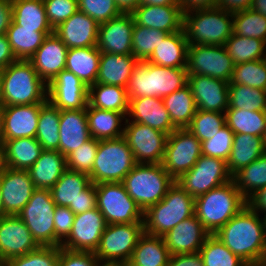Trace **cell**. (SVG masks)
I'll list each match as a JSON object with an SVG mask.
<instances>
[{
	"mask_svg": "<svg viewBox=\"0 0 266 266\" xmlns=\"http://www.w3.org/2000/svg\"><path fill=\"white\" fill-rule=\"evenodd\" d=\"M197 109L212 112H225L229 105V82L210 76L187 75Z\"/></svg>",
	"mask_w": 266,
	"mask_h": 266,
	"instance_id": "obj_21",
	"label": "cell"
},
{
	"mask_svg": "<svg viewBox=\"0 0 266 266\" xmlns=\"http://www.w3.org/2000/svg\"><path fill=\"white\" fill-rule=\"evenodd\" d=\"M123 138L137 164H161L168 134L126 118Z\"/></svg>",
	"mask_w": 266,
	"mask_h": 266,
	"instance_id": "obj_13",
	"label": "cell"
},
{
	"mask_svg": "<svg viewBox=\"0 0 266 266\" xmlns=\"http://www.w3.org/2000/svg\"><path fill=\"white\" fill-rule=\"evenodd\" d=\"M99 24L81 11L54 28V34L70 48L97 46Z\"/></svg>",
	"mask_w": 266,
	"mask_h": 266,
	"instance_id": "obj_24",
	"label": "cell"
},
{
	"mask_svg": "<svg viewBox=\"0 0 266 266\" xmlns=\"http://www.w3.org/2000/svg\"><path fill=\"white\" fill-rule=\"evenodd\" d=\"M54 215L55 247H60L71 232L75 214L68 207L56 206Z\"/></svg>",
	"mask_w": 266,
	"mask_h": 266,
	"instance_id": "obj_57",
	"label": "cell"
},
{
	"mask_svg": "<svg viewBox=\"0 0 266 266\" xmlns=\"http://www.w3.org/2000/svg\"><path fill=\"white\" fill-rule=\"evenodd\" d=\"M232 179L246 200L264 188L266 186V153L238 171Z\"/></svg>",
	"mask_w": 266,
	"mask_h": 266,
	"instance_id": "obj_45",
	"label": "cell"
},
{
	"mask_svg": "<svg viewBox=\"0 0 266 266\" xmlns=\"http://www.w3.org/2000/svg\"><path fill=\"white\" fill-rule=\"evenodd\" d=\"M225 124V112L197 109L187 129L202 142L211 139Z\"/></svg>",
	"mask_w": 266,
	"mask_h": 266,
	"instance_id": "obj_51",
	"label": "cell"
},
{
	"mask_svg": "<svg viewBox=\"0 0 266 266\" xmlns=\"http://www.w3.org/2000/svg\"><path fill=\"white\" fill-rule=\"evenodd\" d=\"M48 85L29 60L17 59L3 69L0 104L2 106L46 103Z\"/></svg>",
	"mask_w": 266,
	"mask_h": 266,
	"instance_id": "obj_2",
	"label": "cell"
},
{
	"mask_svg": "<svg viewBox=\"0 0 266 266\" xmlns=\"http://www.w3.org/2000/svg\"><path fill=\"white\" fill-rule=\"evenodd\" d=\"M107 223L96 207L76 214L71 232L60 247L73 251L95 252Z\"/></svg>",
	"mask_w": 266,
	"mask_h": 266,
	"instance_id": "obj_16",
	"label": "cell"
},
{
	"mask_svg": "<svg viewBox=\"0 0 266 266\" xmlns=\"http://www.w3.org/2000/svg\"><path fill=\"white\" fill-rule=\"evenodd\" d=\"M138 62L133 55L101 53L96 83L127 88Z\"/></svg>",
	"mask_w": 266,
	"mask_h": 266,
	"instance_id": "obj_30",
	"label": "cell"
},
{
	"mask_svg": "<svg viewBox=\"0 0 266 266\" xmlns=\"http://www.w3.org/2000/svg\"><path fill=\"white\" fill-rule=\"evenodd\" d=\"M6 216L3 208V202H2V194H1V189H0V218Z\"/></svg>",
	"mask_w": 266,
	"mask_h": 266,
	"instance_id": "obj_71",
	"label": "cell"
},
{
	"mask_svg": "<svg viewBox=\"0 0 266 266\" xmlns=\"http://www.w3.org/2000/svg\"><path fill=\"white\" fill-rule=\"evenodd\" d=\"M54 31H35L22 28L13 21L6 31V37L16 59L29 60L42 45L44 39Z\"/></svg>",
	"mask_w": 266,
	"mask_h": 266,
	"instance_id": "obj_37",
	"label": "cell"
},
{
	"mask_svg": "<svg viewBox=\"0 0 266 266\" xmlns=\"http://www.w3.org/2000/svg\"><path fill=\"white\" fill-rule=\"evenodd\" d=\"M236 84L266 90V58L235 65L229 85Z\"/></svg>",
	"mask_w": 266,
	"mask_h": 266,
	"instance_id": "obj_49",
	"label": "cell"
},
{
	"mask_svg": "<svg viewBox=\"0 0 266 266\" xmlns=\"http://www.w3.org/2000/svg\"><path fill=\"white\" fill-rule=\"evenodd\" d=\"M245 206H247V200L238 190L232 179L196 197L195 215L205 230L210 235H215Z\"/></svg>",
	"mask_w": 266,
	"mask_h": 266,
	"instance_id": "obj_3",
	"label": "cell"
},
{
	"mask_svg": "<svg viewBox=\"0 0 266 266\" xmlns=\"http://www.w3.org/2000/svg\"><path fill=\"white\" fill-rule=\"evenodd\" d=\"M186 68H171L139 61L126 88L128 99L139 97L163 98L187 84Z\"/></svg>",
	"mask_w": 266,
	"mask_h": 266,
	"instance_id": "obj_4",
	"label": "cell"
},
{
	"mask_svg": "<svg viewBox=\"0 0 266 266\" xmlns=\"http://www.w3.org/2000/svg\"><path fill=\"white\" fill-rule=\"evenodd\" d=\"M4 143L3 106L0 104V149Z\"/></svg>",
	"mask_w": 266,
	"mask_h": 266,
	"instance_id": "obj_69",
	"label": "cell"
},
{
	"mask_svg": "<svg viewBox=\"0 0 266 266\" xmlns=\"http://www.w3.org/2000/svg\"><path fill=\"white\" fill-rule=\"evenodd\" d=\"M264 143H265V151H266V130H265V135H264Z\"/></svg>",
	"mask_w": 266,
	"mask_h": 266,
	"instance_id": "obj_76",
	"label": "cell"
},
{
	"mask_svg": "<svg viewBox=\"0 0 266 266\" xmlns=\"http://www.w3.org/2000/svg\"><path fill=\"white\" fill-rule=\"evenodd\" d=\"M169 258L164 238L144 233L129 261L137 266H167Z\"/></svg>",
	"mask_w": 266,
	"mask_h": 266,
	"instance_id": "obj_39",
	"label": "cell"
},
{
	"mask_svg": "<svg viewBox=\"0 0 266 266\" xmlns=\"http://www.w3.org/2000/svg\"><path fill=\"white\" fill-rule=\"evenodd\" d=\"M100 56L97 46L70 48L66 55L65 70L74 73L89 87L96 83Z\"/></svg>",
	"mask_w": 266,
	"mask_h": 266,
	"instance_id": "obj_36",
	"label": "cell"
},
{
	"mask_svg": "<svg viewBox=\"0 0 266 266\" xmlns=\"http://www.w3.org/2000/svg\"><path fill=\"white\" fill-rule=\"evenodd\" d=\"M136 25L174 33L183 29L180 5H139L131 12Z\"/></svg>",
	"mask_w": 266,
	"mask_h": 266,
	"instance_id": "obj_27",
	"label": "cell"
},
{
	"mask_svg": "<svg viewBox=\"0 0 266 266\" xmlns=\"http://www.w3.org/2000/svg\"><path fill=\"white\" fill-rule=\"evenodd\" d=\"M162 99L173 125L177 129L187 128L197 111L190 86L186 84Z\"/></svg>",
	"mask_w": 266,
	"mask_h": 266,
	"instance_id": "obj_40",
	"label": "cell"
},
{
	"mask_svg": "<svg viewBox=\"0 0 266 266\" xmlns=\"http://www.w3.org/2000/svg\"><path fill=\"white\" fill-rule=\"evenodd\" d=\"M2 167L1 149H0V169Z\"/></svg>",
	"mask_w": 266,
	"mask_h": 266,
	"instance_id": "obj_77",
	"label": "cell"
},
{
	"mask_svg": "<svg viewBox=\"0 0 266 266\" xmlns=\"http://www.w3.org/2000/svg\"><path fill=\"white\" fill-rule=\"evenodd\" d=\"M262 266H266V258H265V261H264V263H263V265Z\"/></svg>",
	"mask_w": 266,
	"mask_h": 266,
	"instance_id": "obj_78",
	"label": "cell"
},
{
	"mask_svg": "<svg viewBox=\"0 0 266 266\" xmlns=\"http://www.w3.org/2000/svg\"><path fill=\"white\" fill-rule=\"evenodd\" d=\"M59 247L40 246L38 249L7 261V266H57Z\"/></svg>",
	"mask_w": 266,
	"mask_h": 266,
	"instance_id": "obj_55",
	"label": "cell"
},
{
	"mask_svg": "<svg viewBox=\"0 0 266 266\" xmlns=\"http://www.w3.org/2000/svg\"><path fill=\"white\" fill-rule=\"evenodd\" d=\"M44 104L3 106L4 140L35 138L40 109Z\"/></svg>",
	"mask_w": 266,
	"mask_h": 266,
	"instance_id": "obj_26",
	"label": "cell"
},
{
	"mask_svg": "<svg viewBox=\"0 0 266 266\" xmlns=\"http://www.w3.org/2000/svg\"><path fill=\"white\" fill-rule=\"evenodd\" d=\"M89 87L74 73L62 70L48 84L47 99L60 110L84 109L88 104Z\"/></svg>",
	"mask_w": 266,
	"mask_h": 266,
	"instance_id": "obj_17",
	"label": "cell"
},
{
	"mask_svg": "<svg viewBox=\"0 0 266 266\" xmlns=\"http://www.w3.org/2000/svg\"><path fill=\"white\" fill-rule=\"evenodd\" d=\"M97 208L109 224L143 222V211L128 195L122 182L95 185Z\"/></svg>",
	"mask_w": 266,
	"mask_h": 266,
	"instance_id": "obj_9",
	"label": "cell"
},
{
	"mask_svg": "<svg viewBox=\"0 0 266 266\" xmlns=\"http://www.w3.org/2000/svg\"><path fill=\"white\" fill-rule=\"evenodd\" d=\"M233 28V13L218 6L183 13V29L189 45H225Z\"/></svg>",
	"mask_w": 266,
	"mask_h": 266,
	"instance_id": "obj_5",
	"label": "cell"
},
{
	"mask_svg": "<svg viewBox=\"0 0 266 266\" xmlns=\"http://www.w3.org/2000/svg\"><path fill=\"white\" fill-rule=\"evenodd\" d=\"M96 207V189L95 184L91 182L76 199V214H81Z\"/></svg>",
	"mask_w": 266,
	"mask_h": 266,
	"instance_id": "obj_59",
	"label": "cell"
},
{
	"mask_svg": "<svg viewBox=\"0 0 266 266\" xmlns=\"http://www.w3.org/2000/svg\"><path fill=\"white\" fill-rule=\"evenodd\" d=\"M94 252L73 251L59 247L57 266H98Z\"/></svg>",
	"mask_w": 266,
	"mask_h": 266,
	"instance_id": "obj_58",
	"label": "cell"
},
{
	"mask_svg": "<svg viewBox=\"0 0 266 266\" xmlns=\"http://www.w3.org/2000/svg\"><path fill=\"white\" fill-rule=\"evenodd\" d=\"M98 140L91 137L66 157L67 169L90 174L97 154Z\"/></svg>",
	"mask_w": 266,
	"mask_h": 266,
	"instance_id": "obj_53",
	"label": "cell"
},
{
	"mask_svg": "<svg viewBox=\"0 0 266 266\" xmlns=\"http://www.w3.org/2000/svg\"><path fill=\"white\" fill-rule=\"evenodd\" d=\"M59 121L60 109L47 101L40 109L36 139L43 150H55L59 148Z\"/></svg>",
	"mask_w": 266,
	"mask_h": 266,
	"instance_id": "obj_43",
	"label": "cell"
},
{
	"mask_svg": "<svg viewBox=\"0 0 266 266\" xmlns=\"http://www.w3.org/2000/svg\"><path fill=\"white\" fill-rule=\"evenodd\" d=\"M234 132L225 124L211 139L201 142L202 155L228 161L233 144Z\"/></svg>",
	"mask_w": 266,
	"mask_h": 266,
	"instance_id": "obj_52",
	"label": "cell"
},
{
	"mask_svg": "<svg viewBox=\"0 0 266 266\" xmlns=\"http://www.w3.org/2000/svg\"><path fill=\"white\" fill-rule=\"evenodd\" d=\"M174 183L162 164H136L122 181L143 212L161 201Z\"/></svg>",
	"mask_w": 266,
	"mask_h": 266,
	"instance_id": "obj_7",
	"label": "cell"
},
{
	"mask_svg": "<svg viewBox=\"0 0 266 266\" xmlns=\"http://www.w3.org/2000/svg\"><path fill=\"white\" fill-rule=\"evenodd\" d=\"M202 155L201 142L187 128L168 135L162 166L176 181L188 172Z\"/></svg>",
	"mask_w": 266,
	"mask_h": 266,
	"instance_id": "obj_12",
	"label": "cell"
},
{
	"mask_svg": "<svg viewBox=\"0 0 266 266\" xmlns=\"http://www.w3.org/2000/svg\"><path fill=\"white\" fill-rule=\"evenodd\" d=\"M39 247L40 245L18 215H6L0 218V257L8 261Z\"/></svg>",
	"mask_w": 266,
	"mask_h": 266,
	"instance_id": "obj_19",
	"label": "cell"
},
{
	"mask_svg": "<svg viewBox=\"0 0 266 266\" xmlns=\"http://www.w3.org/2000/svg\"><path fill=\"white\" fill-rule=\"evenodd\" d=\"M233 33L266 42V17L249 9L233 13Z\"/></svg>",
	"mask_w": 266,
	"mask_h": 266,
	"instance_id": "obj_48",
	"label": "cell"
},
{
	"mask_svg": "<svg viewBox=\"0 0 266 266\" xmlns=\"http://www.w3.org/2000/svg\"><path fill=\"white\" fill-rule=\"evenodd\" d=\"M228 108L247 111H266V90L246 85H229Z\"/></svg>",
	"mask_w": 266,
	"mask_h": 266,
	"instance_id": "obj_47",
	"label": "cell"
},
{
	"mask_svg": "<svg viewBox=\"0 0 266 266\" xmlns=\"http://www.w3.org/2000/svg\"><path fill=\"white\" fill-rule=\"evenodd\" d=\"M204 266H248L216 235H209L199 250Z\"/></svg>",
	"mask_w": 266,
	"mask_h": 266,
	"instance_id": "obj_46",
	"label": "cell"
},
{
	"mask_svg": "<svg viewBox=\"0 0 266 266\" xmlns=\"http://www.w3.org/2000/svg\"><path fill=\"white\" fill-rule=\"evenodd\" d=\"M67 51L68 47L53 33L44 39L42 45L29 59L39 77L47 85L65 70Z\"/></svg>",
	"mask_w": 266,
	"mask_h": 266,
	"instance_id": "obj_22",
	"label": "cell"
},
{
	"mask_svg": "<svg viewBox=\"0 0 266 266\" xmlns=\"http://www.w3.org/2000/svg\"><path fill=\"white\" fill-rule=\"evenodd\" d=\"M234 62L224 45H189L187 51V74H199L230 81Z\"/></svg>",
	"mask_w": 266,
	"mask_h": 266,
	"instance_id": "obj_15",
	"label": "cell"
},
{
	"mask_svg": "<svg viewBox=\"0 0 266 266\" xmlns=\"http://www.w3.org/2000/svg\"><path fill=\"white\" fill-rule=\"evenodd\" d=\"M43 3L48 22L53 29L79 10L77 0H43Z\"/></svg>",
	"mask_w": 266,
	"mask_h": 266,
	"instance_id": "obj_56",
	"label": "cell"
},
{
	"mask_svg": "<svg viewBox=\"0 0 266 266\" xmlns=\"http://www.w3.org/2000/svg\"><path fill=\"white\" fill-rule=\"evenodd\" d=\"M225 122L234 134L242 133L264 138L266 111L227 108L225 110Z\"/></svg>",
	"mask_w": 266,
	"mask_h": 266,
	"instance_id": "obj_42",
	"label": "cell"
},
{
	"mask_svg": "<svg viewBox=\"0 0 266 266\" xmlns=\"http://www.w3.org/2000/svg\"><path fill=\"white\" fill-rule=\"evenodd\" d=\"M88 103L95 108L116 112L129 111L126 88L122 86L95 83L89 86Z\"/></svg>",
	"mask_w": 266,
	"mask_h": 266,
	"instance_id": "obj_41",
	"label": "cell"
},
{
	"mask_svg": "<svg viewBox=\"0 0 266 266\" xmlns=\"http://www.w3.org/2000/svg\"><path fill=\"white\" fill-rule=\"evenodd\" d=\"M127 119L132 122L148 125L168 135L177 129L170 119L163 99L158 97L129 99Z\"/></svg>",
	"mask_w": 266,
	"mask_h": 266,
	"instance_id": "obj_25",
	"label": "cell"
},
{
	"mask_svg": "<svg viewBox=\"0 0 266 266\" xmlns=\"http://www.w3.org/2000/svg\"><path fill=\"white\" fill-rule=\"evenodd\" d=\"M250 9L266 17V0H252Z\"/></svg>",
	"mask_w": 266,
	"mask_h": 266,
	"instance_id": "obj_68",
	"label": "cell"
},
{
	"mask_svg": "<svg viewBox=\"0 0 266 266\" xmlns=\"http://www.w3.org/2000/svg\"><path fill=\"white\" fill-rule=\"evenodd\" d=\"M252 0H218L217 6L227 12L235 13L241 10L249 9Z\"/></svg>",
	"mask_w": 266,
	"mask_h": 266,
	"instance_id": "obj_65",
	"label": "cell"
},
{
	"mask_svg": "<svg viewBox=\"0 0 266 266\" xmlns=\"http://www.w3.org/2000/svg\"><path fill=\"white\" fill-rule=\"evenodd\" d=\"M167 266H204L199 252L172 255Z\"/></svg>",
	"mask_w": 266,
	"mask_h": 266,
	"instance_id": "obj_60",
	"label": "cell"
},
{
	"mask_svg": "<svg viewBox=\"0 0 266 266\" xmlns=\"http://www.w3.org/2000/svg\"><path fill=\"white\" fill-rule=\"evenodd\" d=\"M188 46L184 29L170 33L146 61L163 67L186 68Z\"/></svg>",
	"mask_w": 266,
	"mask_h": 266,
	"instance_id": "obj_32",
	"label": "cell"
},
{
	"mask_svg": "<svg viewBox=\"0 0 266 266\" xmlns=\"http://www.w3.org/2000/svg\"><path fill=\"white\" fill-rule=\"evenodd\" d=\"M218 0H178L182 12L217 7Z\"/></svg>",
	"mask_w": 266,
	"mask_h": 266,
	"instance_id": "obj_64",
	"label": "cell"
},
{
	"mask_svg": "<svg viewBox=\"0 0 266 266\" xmlns=\"http://www.w3.org/2000/svg\"><path fill=\"white\" fill-rule=\"evenodd\" d=\"M122 13H131L140 5V0H115Z\"/></svg>",
	"mask_w": 266,
	"mask_h": 266,
	"instance_id": "obj_66",
	"label": "cell"
},
{
	"mask_svg": "<svg viewBox=\"0 0 266 266\" xmlns=\"http://www.w3.org/2000/svg\"><path fill=\"white\" fill-rule=\"evenodd\" d=\"M2 74H3V70L0 69V96H1V87H2Z\"/></svg>",
	"mask_w": 266,
	"mask_h": 266,
	"instance_id": "obj_73",
	"label": "cell"
},
{
	"mask_svg": "<svg viewBox=\"0 0 266 266\" xmlns=\"http://www.w3.org/2000/svg\"><path fill=\"white\" fill-rule=\"evenodd\" d=\"M0 266H7V261L2 257H0Z\"/></svg>",
	"mask_w": 266,
	"mask_h": 266,
	"instance_id": "obj_72",
	"label": "cell"
},
{
	"mask_svg": "<svg viewBox=\"0 0 266 266\" xmlns=\"http://www.w3.org/2000/svg\"><path fill=\"white\" fill-rule=\"evenodd\" d=\"M247 205L258 214L266 213V186L255 192L247 200Z\"/></svg>",
	"mask_w": 266,
	"mask_h": 266,
	"instance_id": "obj_63",
	"label": "cell"
},
{
	"mask_svg": "<svg viewBox=\"0 0 266 266\" xmlns=\"http://www.w3.org/2000/svg\"><path fill=\"white\" fill-rule=\"evenodd\" d=\"M224 46L234 65L266 58V42L256 38L233 33Z\"/></svg>",
	"mask_w": 266,
	"mask_h": 266,
	"instance_id": "obj_44",
	"label": "cell"
},
{
	"mask_svg": "<svg viewBox=\"0 0 266 266\" xmlns=\"http://www.w3.org/2000/svg\"><path fill=\"white\" fill-rule=\"evenodd\" d=\"M43 148L36 138L4 140L1 148L2 166L28 170L40 157Z\"/></svg>",
	"mask_w": 266,
	"mask_h": 266,
	"instance_id": "obj_29",
	"label": "cell"
},
{
	"mask_svg": "<svg viewBox=\"0 0 266 266\" xmlns=\"http://www.w3.org/2000/svg\"><path fill=\"white\" fill-rule=\"evenodd\" d=\"M194 214L195 198L175 181L161 201L143 212L144 233L163 237Z\"/></svg>",
	"mask_w": 266,
	"mask_h": 266,
	"instance_id": "obj_6",
	"label": "cell"
},
{
	"mask_svg": "<svg viewBox=\"0 0 266 266\" xmlns=\"http://www.w3.org/2000/svg\"><path fill=\"white\" fill-rule=\"evenodd\" d=\"M16 60L6 34L0 35V69L3 70Z\"/></svg>",
	"mask_w": 266,
	"mask_h": 266,
	"instance_id": "obj_62",
	"label": "cell"
},
{
	"mask_svg": "<svg viewBox=\"0 0 266 266\" xmlns=\"http://www.w3.org/2000/svg\"><path fill=\"white\" fill-rule=\"evenodd\" d=\"M143 234V222L109 224L103 231L94 254L99 262L126 263Z\"/></svg>",
	"mask_w": 266,
	"mask_h": 266,
	"instance_id": "obj_11",
	"label": "cell"
},
{
	"mask_svg": "<svg viewBox=\"0 0 266 266\" xmlns=\"http://www.w3.org/2000/svg\"><path fill=\"white\" fill-rule=\"evenodd\" d=\"M66 169V157L63 154L55 150H43L27 171L36 189L50 190Z\"/></svg>",
	"mask_w": 266,
	"mask_h": 266,
	"instance_id": "obj_33",
	"label": "cell"
},
{
	"mask_svg": "<svg viewBox=\"0 0 266 266\" xmlns=\"http://www.w3.org/2000/svg\"><path fill=\"white\" fill-rule=\"evenodd\" d=\"M248 205L215 235L248 266H262L266 258L264 220Z\"/></svg>",
	"mask_w": 266,
	"mask_h": 266,
	"instance_id": "obj_1",
	"label": "cell"
},
{
	"mask_svg": "<svg viewBox=\"0 0 266 266\" xmlns=\"http://www.w3.org/2000/svg\"><path fill=\"white\" fill-rule=\"evenodd\" d=\"M126 265L127 266H137V265L132 264L130 261L126 262Z\"/></svg>",
	"mask_w": 266,
	"mask_h": 266,
	"instance_id": "obj_75",
	"label": "cell"
},
{
	"mask_svg": "<svg viewBox=\"0 0 266 266\" xmlns=\"http://www.w3.org/2000/svg\"><path fill=\"white\" fill-rule=\"evenodd\" d=\"M169 33L163 32L159 29H153L134 24L132 34V55L138 61H146L160 41Z\"/></svg>",
	"mask_w": 266,
	"mask_h": 266,
	"instance_id": "obj_50",
	"label": "cell"
},
{
	"mask_svg": "<svg viewBox=\"0 0 266 266\" xmlns=\"http://www.w3.org/2000/svg\"><path fill=\"white\" fill-rule=\"evenodd\" d=\"M264 138L249 134H234L227 169L233 177L242 168L265 154Z\"/></svg>",
	"mask_w": 266,
	"mask_h": 266,
	"instance_id": "obj_34",
	"label": "cell"
},
{
	"mask_svg": "<svg viewBox=\"0 0 266 266\" xmlns=\"http://www.w3.org/2000/svg\"><path fill=\"white\" fill-rule=\"evenodd\" d=\"M0 189L6 215H18L36 189L27 170H15L2 166Z\"/></svg>",
	"mask_w": 266,
	"mask_h": 266,
	"instance_id": "obj_18",
	"label": "cell"
},
{
	"mask_svg": "<svg viewBox=\"0 0 266 266\" xmlns=\"http://www.w3.org/2000/svg\"><path fill=\"white\" fill-rule=\"evenodd\" d=\"M87 122L90 136L96 140L117 139L123 137L124 126L128 112H116L92 107H86ZM122 123V124H121Z\"/></svg>",
	"mask_w": 266,
	"mask_h": 266,
	"instance_id": "obj_31",
	"label": "cell"
},
{
	"mask_svg": "<svg viewBox=\"0 0 266 266\" xmlns=\"http://www.w3.org/2000/svg\"><path fill=\"white\" fill-rule=\"evenodd\" d=\"M134 18L131 13L99 24L97 48L101 53L132 55Z\"/></svg>",
	"mask_w": 266,
	"mask_h": 266,
	"instance_id": "obj_20",
	"label": "cell"
},
{
	"mask_svg": "<svg viewBox=\"0 0 266 266\" xmlns=\"http://www.w3.org/2000/svg\"><path fill=\"white\" fill-rule=\"evenodd\" d=\"M78 9L98 24L105 23L110 19L122 14L115 0H77Z\"/></svg>",
	"mask_w": 266,
	"mask_h": 266,
	"instance_id": "obj_54",
	"label": "cell"
},
{
	"mask_svg": "<svg viewBox=\"0 0 266 266\" xmlns=\"http://www.w3.org/2000/svg\"><path fill=\"white\" fill-rule=\"evenodd\" d=\"M231 180L226 161L201 155L195 165L176 182L196 198Z\"/></svg>",
	"mask_w": 266,
	"mask_h": 266,
	"instance_id": "obj_14",
	"label": "cell"
},
{
	"mask_svg": "<svg viewBox=\"0 0 266 266\" xmlns=\"http://www.w3.org/2000/svg\"><path fill=\"white\" fill-rule=\"evenodd\" d=\"M140 5H155V6H164V5H180L178 0H140Z\"/></svg>",
	"mask_w": 266,
	"mask_h": 266,
	"instance_id": "obj_67",
	"label": "cell"
},
{
	"mask_svg": "<svg viewBox=\"0 0 266 266\" xmlns=\"http://www.w3.org/2000/svg\"><path fill=\"white\" fill-rule=\"evenodd\" d=\"M90 183L88 174L66 169L50 189L55 205L68 207L76 215V199Z\"/></svg>",
	"mask_w": 266,
	"mask_h": 266,
	"instance_id": "obj_35",
	"label": "cell"
},
{
	"mask_svg": "<svg viewBox=\"0 0 266 266\" xmlns=\"http://www.w3.org/2000/svg\"><path fill=\"white\" fill-rule=\"evenodd\" d=\"M12 20V0H0V35L6 34Z\"/></svg>",
	"mask_w": 266,
	"mask_h": 266,
	"instance_id": "obj_61",
	"label": "cell"
},
{
	"mask_svg": "<svg viewBox=\"0 0 266 266\" xmlns=\"http://www.w3.org/2000/svg\"><path fill=\"white\" fill-rule=\"evenodd\" d=\"M136 164L133 152L123 137L98 140L97 154L89 177L95 185L122 182Z\"/></svg>",
	"mask_w": 266,
	"mask_h": 266,
	"instance_id": "obj_8",
	"label": "cell"
},
{
	"mask_svg": "<svg viewBox=\"0 0 266 266\" xmlns=\"http://www.w3.org/2000/svg\"><path fill=\"white\" fill-rule=\"evenodd\" d=\"M210 234L194 214L163 236L170 256L199 252Z\"/></svg>",
	"mask_w": 266,
	"mask_h": 266,
	"instance_id": "obj_23",
	"label": "cell"
},
{
	"mask_svg": "<svg viewBox=\"0 0 266 266\" xmlns=\"http://www.w3.org/2000/svg\"><path fill=\"white\" fill-rule=\"evenodd\" d=\"M263 220H264V228H265V236H266V213H264Z\"/></svg>",
	"mask_w": 266,
	"mask_h": 266,
	"instance_id": "obj_74",
	"label": "cell"
},
{
	"mask_svg": "<svg viewBox=\"0 0 266 266\" xmlns=\"http://www.w3.org/2000/svg\"><path fill=\"white\" fill-rule=\"evenodd\" d=\"M12 19L22 28L54 31L48 22L43 0H12Z\"/></svg>",
	"mask_w": 266,
	"mask_h": 266,
	"instance_id": "obj_38",
	"label": "cell"
},
{
	"mask_svg": "<svg viewBox=\"0 0 266 266\" xmlns=\"http://www.w3.org/2000/svg\"><path fill=\"white\" fill-rule=\"evenodd\" d=\"M55 202L48 189H35L18 216L40 246H55Z\"/></svg>",
	"mask_w": 266,
	"mask_h": 266,
	"instance_id": "obj_10",
	"label": "cell"
},
{
	"mask_svg": "<svg viewBox=\"0 0 266 266\" xmlns=\"http://www.w3.org/2000/svg\"><path fill=\"white\" fill-rule=\"evenodd\" d=\"M98 266H127L126 263L117 262H99Z\"/></svg>",
	"mask_w": 266,
	"mask_h": 266,
	"instance_id": "obj_70",
	"label": "cell"
},
{
	"mask_svg": "<svg viewBox=\"0 0 266 266\" xmlns=\"http://www.w3.org/2000/svg\"><path fill=\"white\" fill-rule=\"evenodd\" d=\"M58 151L67 157L71 152L87 142L89 133L86 108L78 110H60Z\"/></svg>",
	"mask_w": 266,
	"mask_h": 266,
	"instance_id": "obj_28",
	"label": "cell"
}]
</instances>
